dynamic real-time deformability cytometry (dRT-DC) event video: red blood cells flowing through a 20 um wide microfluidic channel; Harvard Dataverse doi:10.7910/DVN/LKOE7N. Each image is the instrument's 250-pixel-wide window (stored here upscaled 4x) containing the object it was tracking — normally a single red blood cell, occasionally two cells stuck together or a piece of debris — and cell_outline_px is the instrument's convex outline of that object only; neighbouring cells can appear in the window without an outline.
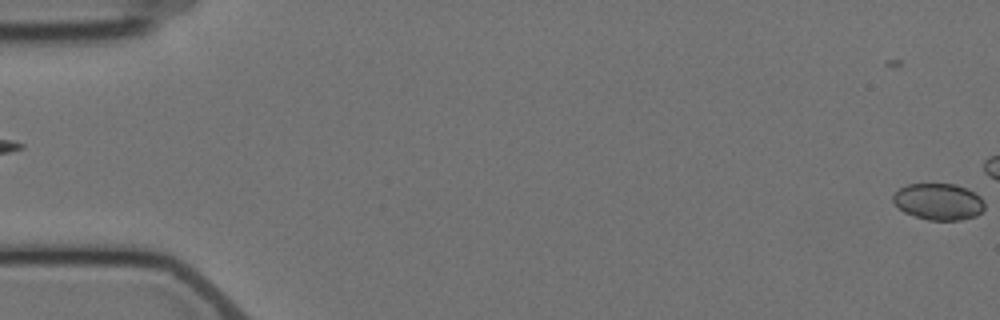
{"species": "Egyptian fruit bat (a non-hibernating species)", "species_latin": "Rousettus aegyptiacus", "temperature_condition": "cold", "stored_images_in_passage": 4, "segment_of_instrument_passage": [2, 2], "camera_frame_rate_fps": 3000, "um_per_image_px": 0.085, "animal": {"sex": "female"}, "frame": {"image": 1, "passage_image": 4, "time_ms": 3.333, "image_size_px": [1000, 320], "cell_outline_px": [[984, 208], [976, 216], [960, 220], [928, 220], [904, 212], [892, 200], [892, 196], [900, 188], [908, 184], [956, 184], [968, 188], [980, 196], [984, 200]], "centroid_in_image_um": [79.8, 17.13], "position_along_channel_um": 5.2, "area_um2": 19.48}}